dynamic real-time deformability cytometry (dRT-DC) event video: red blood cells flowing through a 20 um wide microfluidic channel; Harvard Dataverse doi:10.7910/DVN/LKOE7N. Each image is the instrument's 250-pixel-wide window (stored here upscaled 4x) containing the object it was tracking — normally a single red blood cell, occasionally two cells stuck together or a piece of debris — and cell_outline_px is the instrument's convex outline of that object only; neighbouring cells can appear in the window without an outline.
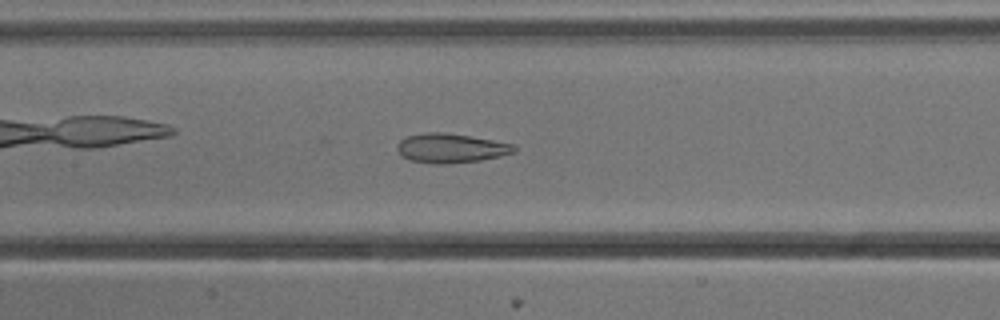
{"species": "common noctule bat (a hibernating species)", "species_latin": "Nyctalus noctula", "temperature_condition": "cold", "stored_images_in_passage": 52, "camera_frame_rate_fps": 3000, "um_per_image_px": 0.085, "animal": {"sex": "male", "body_mass_g": 13.3}, "frame": {"image": 1, "passage_image": 24, "time_ms": 7.667, "image_size_px": [1000, 320], "cell_outline_px": [[516, 152], [500, 156], [480, 160], [444, 164], [432, 164], [408, 160], [400, 156], [396, 148], [396, 144], [400, 140], [408, 136], [424, 132], [444, 132], [516, 144]], "centroid_in_image_um": [38.29, 12.6], "position_along_channel_um": 169.1, "area_um2": 20.17}}
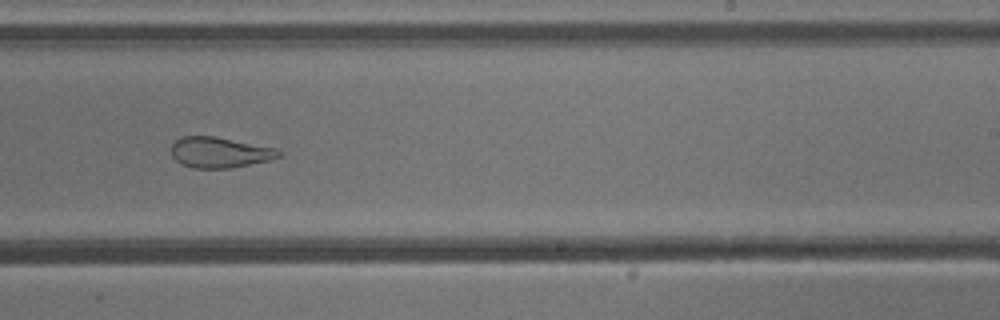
{"frame": {"image": 2, "passage_image": 32, "time_ms": 10.333, "image_size_px": [1000, 320], "cell_outline_px": [[280, 156], [268, 160], [228, 168], [192, 168], [180, 164], [172, 156], [172, 144], [180, 136], [216, 136], [276, 148], [280, 152]], "centroid_in_image_um": [18.62, 12.94], "position_along_channel_um": 270.4, "area_um2": 19.07}}
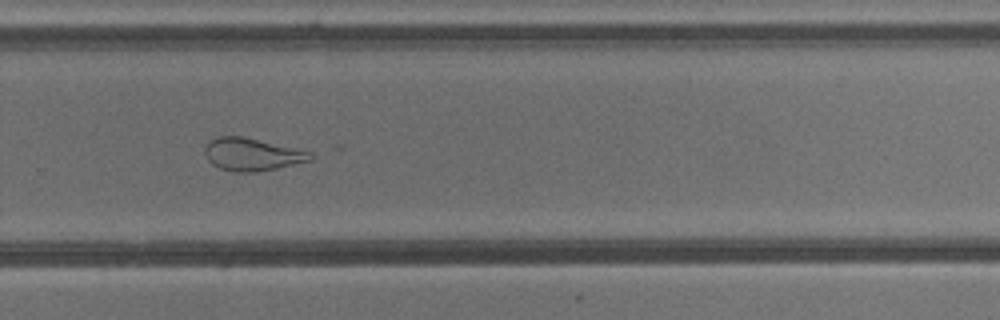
{"frame": {"image": 3, "passage_image": 35, "time_ms": 11.333, "image_size_px": [1000, 320], "cell_outline_px": [[312, 160], [276, 168], [256, 172], [236, 172], [220, 168], [212, 164], [208, 160], [204, 152], [204, 148], [216, 136], [244, 136], [312, 152]], "centroid_in_image_um": [21.41, 13.12], "position_along_channel_um": 308.4, "area_um2": 19.94}, "authors_computed_cell_mechanics": {"area_um2": 27.1949, "velocity_mm_per_s": 3.8281, "shape_relaxation_time_tau1_ms": null, "shape_relaxation_time_tau2_ms": 2.2196, "deformation_change_tau1": null, "deformation_change_tau2": 0.1011}}